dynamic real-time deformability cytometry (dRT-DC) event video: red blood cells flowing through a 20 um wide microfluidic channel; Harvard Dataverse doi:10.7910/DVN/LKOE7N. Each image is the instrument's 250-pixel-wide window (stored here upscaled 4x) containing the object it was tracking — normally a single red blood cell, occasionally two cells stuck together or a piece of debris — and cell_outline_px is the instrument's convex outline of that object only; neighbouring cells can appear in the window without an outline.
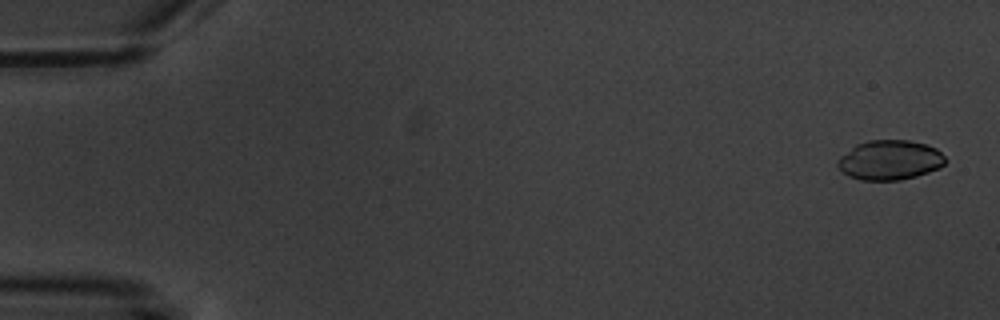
{"species": "common noctule bat (a hibernating species)", "species_latin": "Nyctalus noctula", "temperature_condition": "warm", "stored_images_in_passage": 6, "camera_frame_rate_fps": 3000, "um_per_image_px": 0.085, "animal": {"sex": "male", "body_mass_g": 20.1, "forearm_length_mm": 53.5}, "frame": {"image": 1, "passage_image": 1, "time_ms": 0.0, "image_size_px": [1000, 320], "cell_outline_px": [[948, 160], [940, 168], [916, 176], [900, 180], [860, 180], [848, 176], [840, 172], [836, 164], [840, 156], [856, 144], [868, 140], [908, 140], [928, 144], [936, 148]], "centroid_in_image_um": [75.63, 13.6], "position_along_channel_um": 9.4, "area_um2": 25.2}}
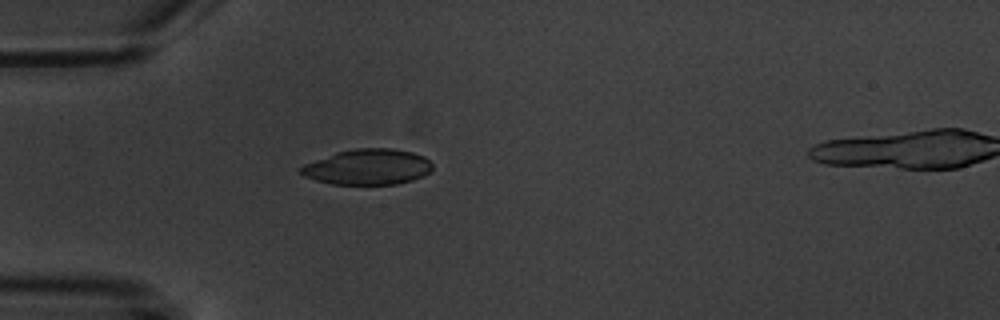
{"frame": {"image": 2, "passage_image": 5, "time_ms": 5.0, "image_size_px": [1000, 320], "cell_outline_px": [[432, 172], [412, 180], [396, 184], [332, 184], [316, 180], [304, 176], [300, 172], [300, 168], [304, 164], [336, 152], [356, 148], [392, 148], [412, 152], [424, 156], [432, 164]], "centroid_in_image_um": [31.28, 14.18], "position_along_channel_um": 53.7, "area_um2": 27.28}}